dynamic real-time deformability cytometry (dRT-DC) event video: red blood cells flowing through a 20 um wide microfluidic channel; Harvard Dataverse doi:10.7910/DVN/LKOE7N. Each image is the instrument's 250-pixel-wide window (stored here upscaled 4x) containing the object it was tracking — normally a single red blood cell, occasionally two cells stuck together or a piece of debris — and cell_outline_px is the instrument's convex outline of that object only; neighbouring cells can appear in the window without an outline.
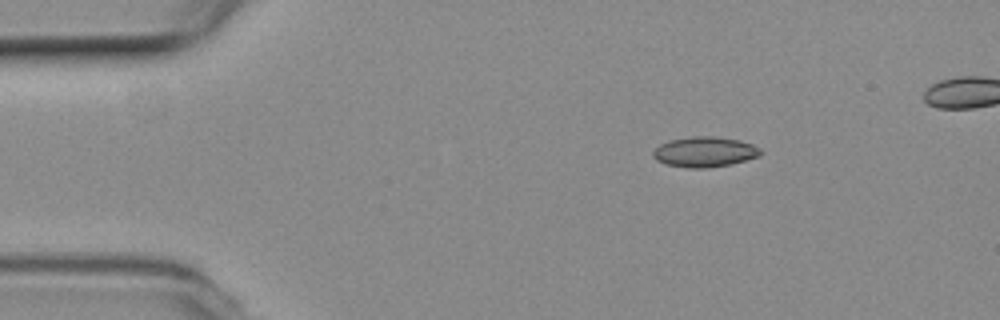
{"species": "common noctule bat (a hibernating species)", "species_latin": "Nyctalus noctula", "temperature_condition": "room temperature", "stored_images_in_passage": 3, "camera_frame_rate_fps": 3000, "um_per_image_px": 0.085, "animal": {"sex": "female", "body_mass_g": 19.3, "forearm_length_mm": 54.1}, "frame": {"image": 1, "passage_image": 1, "time_ms": 0.0, "image_size_px": [1000, 320], "cell_outline_px": [[764, 152], [760, 156], [732, 164], [704, 168], [688, 168], [668, 164], [656, 160], [652, 156], [652, 152], [660, 144], [668, 140], [692, 136], [712, 136], [740, 140], [752, 144], [760, 148]], "centroid_in_image_um": [59.91, 12.9], "position_along_channel_um": 25.1, "area_um2": 19.07}}